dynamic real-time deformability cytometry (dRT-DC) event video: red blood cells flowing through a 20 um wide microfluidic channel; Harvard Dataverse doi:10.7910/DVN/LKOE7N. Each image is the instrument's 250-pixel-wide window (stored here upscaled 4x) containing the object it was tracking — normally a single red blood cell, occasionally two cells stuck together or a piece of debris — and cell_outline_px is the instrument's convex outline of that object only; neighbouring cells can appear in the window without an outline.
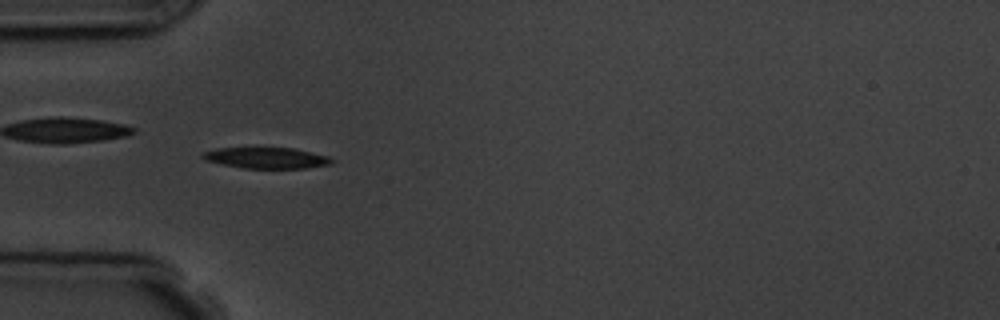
{"species": "common noctule bat (a hibernating species)", "species_latin": "Nyctalus noctula", "temperature_condition": "room temperature", "stored_images_in_passage": 15, "camera_frame_rate_fps": 3000, "um_per_image_px": 0.085, "animal": {"sex": "male", "body_mass_g": 19.5, "forearm_length_mm": 54.6}, "frame": {"image": 1, "passage_image": 5, "time_ms": 5.333, "image_size_px": [1000, 320], "cell_outline_px": [[336, 160], [332, 164], [308, 168], [244, 168], [204, 160], [200, 156], [200, 152], [216, 148], [292, 148], [328, 156]], "centroid_in_image_um": [22.64, 13.42], "position_along_channel_um": 62.4, "area_um2": 15.84}}
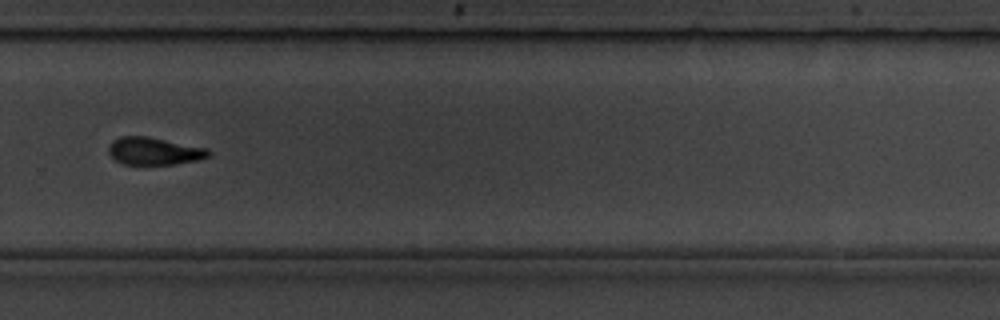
{"frame": {"image": 2, "passage_image": 11, "time_ms": 12.333, "image_size_px": [1000, 320], "cell_outline_px": [[212, 152], [208, 156], [200, 160], [176, 164], [124, 164], [116, 160], [108, 152], [108, 144], [112, 140], [120, 136], [148, 136], [208, 148]], "centroid_in_image_um": [13.11, 12.83], "position_along_channel_um": 316.7, "area_um2": 16.18}, "authors_computed_cell_mechanics": {"area_um2": 16.184, "velocity_mm_per_s": 3.6706, "shape_relaxation_time_tau1_ms": 2.0229, "shape_relaxation_time_tau2_ms": 5.7882, "deformation_change_tau1": 0.1031, "deformation_change_tau2": 0.1069}}